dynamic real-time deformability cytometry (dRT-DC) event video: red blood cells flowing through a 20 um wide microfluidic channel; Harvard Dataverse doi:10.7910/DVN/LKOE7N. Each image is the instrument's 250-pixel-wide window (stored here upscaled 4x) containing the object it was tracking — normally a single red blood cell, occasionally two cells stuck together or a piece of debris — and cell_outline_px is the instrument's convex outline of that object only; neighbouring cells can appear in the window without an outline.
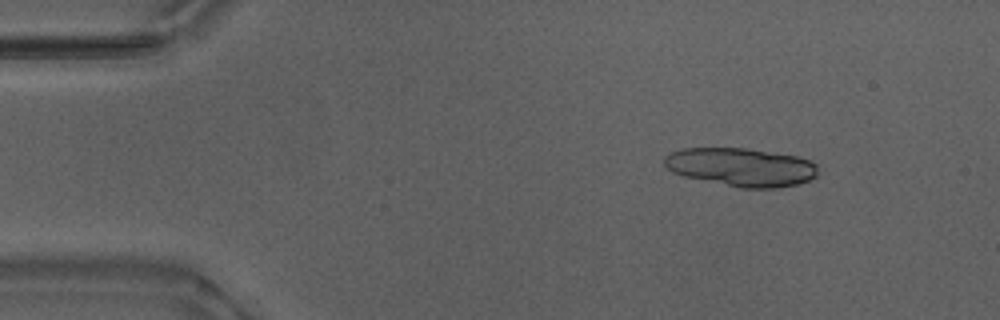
{"species": "Egyptian fruit bat (a non-hibernating species)", "species_latin": "Rousettus aegyptiacus", "temperature_condition": "warm", "stored_images_in_passage": 17, "camera_frame_rate_fps": 3000, "um_per_image_px": 0.085, "animal": {"sex": "male"}, "frame": {"image": 1, "passage_image": 6, "time_ms": 1.667, "image_size_px": [1000, 320], "cell_outline_px": [[816, 176], [808, 180], [796, 184], [776, 188], [740, 188], [684, 176], [672, 172], [664, 164], [664, 156], [672, 152], [684, 148], [748, 148], [796, 156], [808, 160], [816, 164]], "centroid_in_image_um": [62.97, 14.2], "position_along_channel_um": 22.0, "area_um2": 34.16}}